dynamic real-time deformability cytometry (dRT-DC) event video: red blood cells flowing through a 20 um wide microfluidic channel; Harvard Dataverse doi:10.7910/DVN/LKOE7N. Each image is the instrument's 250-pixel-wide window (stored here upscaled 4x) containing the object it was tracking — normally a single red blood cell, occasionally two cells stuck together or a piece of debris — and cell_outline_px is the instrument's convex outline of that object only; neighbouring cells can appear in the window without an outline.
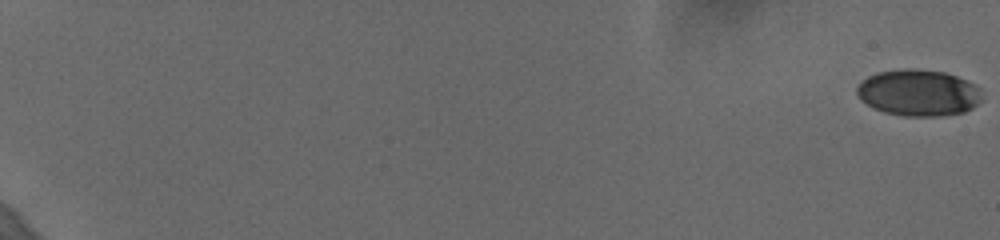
{"species": "human", "species_latin": "Homo sapiens", "temperature_condition": "cold", "stored_images_in_passage": 55, "camera_frame_rate_fps": 3000, "um_per_image_px": 0.085, "donor": {"sex": "female"}, "frame": {"image": 1, "passage_image": 1, "time_ms": 0.0, "image_size_px": [1000, 240], "cell_outline_px": [[980, 100], [972, 108], [964, 112], [940, 116], [904, 116], [884, 112], [872, 108], [860, 100], [856, 92], [856, 88], [868, 76], [876, 72], [904, 68], [912, 68], [944, 72], [956, 76], [976, 84], [980, 88]], "centroid_in_image_um": [78.04, 7.88], "position_along_channel_um": 7.0, "area_um2": 33.99}}
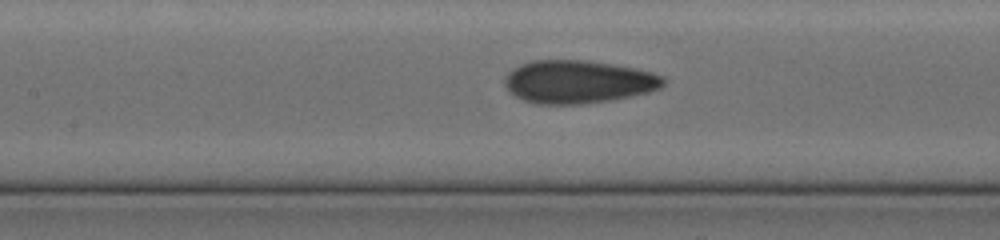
{"frame": {"image": 2, "passage_image": 33, "time_ms": 10.667, "image_size_px": [1000, 240], "cell_outline_px": [[664, 84], [660, 88], [648, 92], [632, 96], [612, 100], [584, 104], [536, 104], [524, 100], [508, 92], [504, 84], [504, 76], [512, 68], [520, 64], [532, 60], [584, 60], [612, 64], [636, 68], [652, 72], [664, 76]], "centroid_in_image_um": [49.12, 6.95], "position_along_channel_um": 158.3, "area_um2": 40.11}}
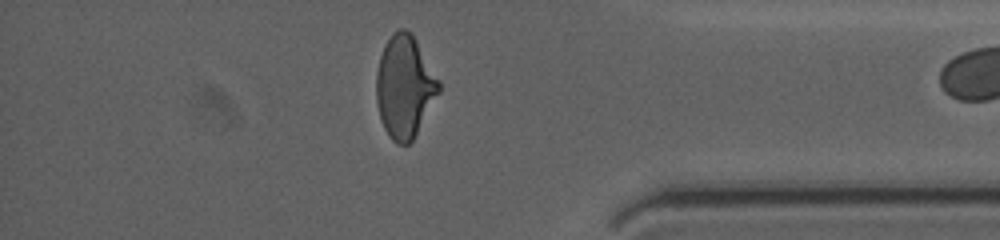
{"frame": {"image": 3, "passage_image": 54, "time_ms": 17.667, "image_size_px": [1000, 240], "cell_outline_px": [[440, 92], [412, 140], [408, 144], [396, 144], [388, 136], [380, 120], [376, 100], [376, 72], [380, 56], [384, 44], [392, 32], [400, 28], [404, 28], [412, 32], [440, 80]], "centroid_in_image_um": [34.38, 7.34], "position_along_channel_um": 400.8, "area_um2": 37.63}}